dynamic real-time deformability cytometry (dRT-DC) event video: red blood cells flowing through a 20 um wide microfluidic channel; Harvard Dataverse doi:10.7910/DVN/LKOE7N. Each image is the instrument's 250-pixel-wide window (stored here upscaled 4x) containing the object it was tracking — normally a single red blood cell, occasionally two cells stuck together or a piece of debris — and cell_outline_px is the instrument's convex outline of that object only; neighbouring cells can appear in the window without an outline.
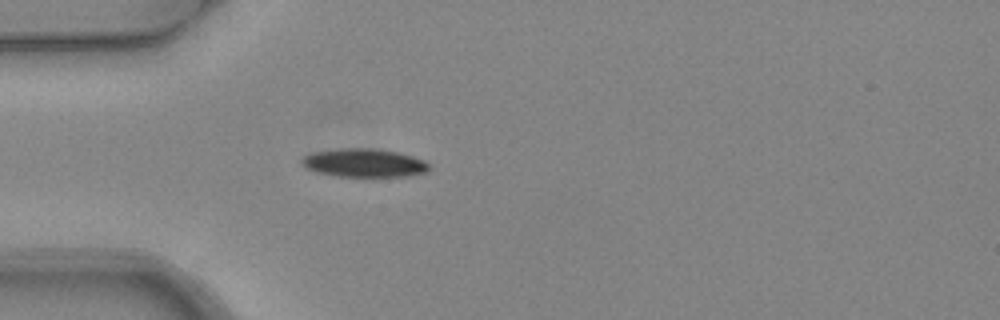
{"species": "common noctule bat (a hibernating species)", "species_latin": "Nyctalus noctula", "temperature_condition": "warm", "stored_images_in_passage": 4, "camera_frame_rate_fps": 3000, "um_per_image_px": 0.085, "animal": {"sex": "female", "body_mass_g": 24.6, "forearm_length_mm": 56.2}, "frame": {"image": 1, "passage_image": 4, "time_ms": 1.0, "image_size_px": [1000, 320], "cell_outline_px": [[432, 168], [424, 172], [404, 176], [340, 176], [316, 172], [308, 168], [300, 160], [304, 156], [312, 152], [340, 148], [376, 148], [396, 152], [412, 156], [424, 160]], "centroid_in_image_um": [30.95, 13.83], "position_along_channel_um": 54.1, "area_um2": 20.87}}